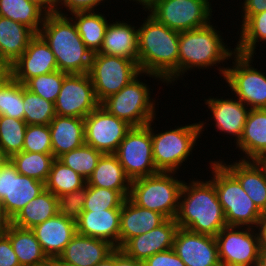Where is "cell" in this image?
Listing matches in <instances>:
<instances>
[{"instance_id":"8d00e7d4","label":"cell","mask_w":266,"mask_h":266,"mask_svg":"<svg viewBox=\"0 0 266 266\" xmlns=\"http://www.w3.org/2000/svg\"><path fill=\"white\" fill-rule=\"evenodd\" d=\"M240 26V39L235 45L236 52L242 55H256L255 49L259 41L266 42V11L252 15Z\"/></svg>"},{"instance_id":"5bb4252c","label":"cell","mask_w":266,"mask_h":266,"mask_svg":"<svg viewBox=\"0 0 266 266\" xmlns=\"http://www.w3.org/2000/svg\"><path fill=\"white\" fill-rule=\"evenodd\" d=\"M56 115L85 118L99 105L88 73L67 74L54 103Z\"/></svg>"},{"instance_id":"e0dca14e","label":"cell","mask_w":266,"mask_h":266,"mask_svg":"<svg viewBox=\"0 0 266 266\" xmlns=\"http://www.w3.org/2000/svg\"><path fill=\"white\" fill-rule=\"evenodd\" d=\"M173 250L186 266H221L214 236L178 228Z\"/></svg>"},{"instance_id":"9f6ffc18","label":"cell","mask_w":266,"mask_h":266,"mask_svg":"<svg viewBox=\"0 0 266 266\" xmlns=\"http://www.w3.org/2000/svg\"><path fill=\"white\" fill-rule=\"evenodd\" d=\"M11 221L4 212L2 200L0 199V230H3Z\"/></svg>"},{"instance_id":"d6986e66","label":"cell","mask_w":266,"mask_h":266,"mask_svg":"<svg viewBox=\"0 0 266 266\" xmlns=\"http://www.w3.org/2000/svg\"><path fill=\"white\" fill-rule=\"evenodd\" d=\"M178 228L176 219H166L151 231L129 239L120 249L129 257L144 262L158 252L173 248Z\"/></svg>"},{"instance_id":"ee69618b","label":"cell","mask_w":266,"mask_h":266,"mask_svg":"<svg viewBox=\"0 0 266 266\" xmlns=\"http://www.w3.org/2000/svg\"><path fill=\"white\" fill-rule=\"evenodd\" d=\"M23 151L52 154L49 125H27Z\"/></svg>"},{"instance_id":"60d3db41","label":"cell","mask_w":266,"mask_h":266,"mask_svg":"<svg viewBox=\"0 0 266 266\" xmlns=\"http://www.w3.org/2000/svg\"><path fill=\"white\" fill-rule=\"evenodd\" d=\"M130 191H116L86 185V200L83 211L121 209Z\"/></svg>"},{"instance_id":"816d5d0a","label":"cell","mask_w":266,"mask_h":266,"mask_svg":"<svg viewBox=\"0 0 266 266\" xmlns=\"http://www.w3.org/2000/svg\"><path fill=\"white\" fill-rule=\"evenodd\" d=\"M28 1L35 3L46 14L56 13V0H28Z\"/></svg>"},{"instance_id":"9a60e30c","label":"cell","mask_w":266,"mask_h":266,"mask_svg":"<svg viewBox=\"0 0 266 266\" xmlns=\"http://www.w3.org/2000/svg\"><path fill=\"white\" fill-rule=\"evenodd\" d=\"M43 190L45 183L19 174L11 160L0 169V199L10 221Z\"/></svg>"},{"instance_id":"c3c4849f","label":"cell","mask_w":266,"mask_h":266,"mask_svg":"<svg viewBox=\"0 0 266 266\" xmlns=\"http://www.w3.org/2000/svg\"><path fill=\"white\" fill-rule=\"evenodd\" d=\"M0 266H20L9 237L0 230Z\"/></svg>"},{"instance_id":"d4e9b609","label":"cell","mask_w":266,"mask_h":266,"mask_svg":"<svg viewBox=\"0 0 266 266\" xmlns=\"http://www.w3.org/2000/svg\"><path fill=\"white\" fill-rule=\"evenodd\" d=\"M115 249L105 240L76 233L58 258L76 266H95Z\"/></svg>"},{"instance_id":"db71d44e","label":"cell","mask_w":266,"mask_h":266,"mask_svg":"<svg viewBox=\"0 0 266 266\" xmlns=\"http://www.w3.org/2000/svg\"><path fill=\"white\" fill-rule=\"evenodd\" d=\"M12 77V68L10 65L5 64L0 69V89L5 85V83Z\"/></svg>"},{"instance_id":"836d02e7","label":"cell","mask_w":266,"mask_h":266,"mask_svg":"<svg viewBox=\"0 0 266 266\" xmlns=\"http://www.w3.org/2000/svg\"><path fill=\"white\" fill-rule=\"evenodd\" d=\"M0 16L24 24L38 34L46 13L28 0H0Z\"/></svg>"},{"instance_id":"30bf717a","label":"cell","mask_w":266,"mask_h":266,"mask_svg":"<svg viewBox=\"0 0 266 266\" xmlns=\"http://www.w3.org/2000/svg\"><path fill=\"white\" fill-rule=\"evenodd\" d=\"M141 73L137 62L121 56L95 53L88 75L95 95L101 104L106 98L118 93Z\"/></svg>"},{"instance_id":"11a10c76","label":"cell","mask_w":266,"mask_h":266,"mask_svg":"<svg viewBox=\"0 0 266 266\" xmlns=\"http://www.w3.org/2000/svg\"><path fill=\"white\" fill-rule=\"evenodd\" d=\"M132 1V0H129ZM136 2L139 5H141V7L143 9H145V11H149L150 9H152L158 2L162 1V0H133L132 2Z\"/></svg>"},{"instance_id":"83f0119b","label":"cell","mask_w":266,"mask_h":266,"mask_svg":"<svg viewBox=\"0 0 266 266\" xmlns=\"http://www.w3.org/2000/svg\"><path fill=\"white\" fill-rule=\"evenodd\" d=\"M235 144L244 153L240 160H256L266 155V108L250 110L242 136Z\"/></svg>"},{"instance_id":"be15d7a7","label":"cell","mask_w":266,"mask_h":266,"mask_svg":"<svg viewBox=\"0 0 266 266\" xmlns=\"http://www.w3.org/2000/svg\"><path fill=\"white\" fill-rule=\"evenodd\" d=\"M39 266H57L53 260H49L47 263L39 265Z\"/></svg>"},{"instance_id":"74e56055","label":"cell","mask_w":266,"mask_h":266,"mask_svg":"<svg viewBox=\"0 0 266 266\" xmlns=\"http://www.w3.org/2000/svg\"><path fill=\"white\" fill-rule=\"evenodd\" d=\"M102 155V152L84 143L82 146L63 154L58 160L87 181Z\"/></svg>"},{"instance_id":"bcb514c9","label":"cell","mask_w":266,"mask_h":266,"mask_svg":"<svg viewBox=\"0 0 266 266\" xmlns=\"http://www.w3.org/2000/svg\"><path fill=\"white\" fill-rule=\"evenodd\" d=\"M104 1L105 0H56V13L66 15L65 11L61 10L62 7H65V9L67 8L68 11L66 13L69 12V15L76 12L96 11L95 9L97 6L99 7L101 3H105Z\"/></svg>"},{"instance_id":"f1b7e54d","label":"cell","mask_w":266,"mask_h":266,"mask_svg":"<svg viewBox=\"0 0 266 266\" xmlns=\"http://www.w3.org/2000/svg\"><path fill=\"white\" fill-rule=\"evenodd\" d=\"M36 33L24 24L0 16V57L12 65L26 50Z\"/></svg>"},{"instance_id":"7dc6e473","label":"cell","mask_w":266,"mask_h":266,"mask_svg":"<svg viewBox=\"0 0 266 266\" xmlns=\"http://www.w3.org/2000/svg\"><path fill=\"white\" fill-rule=\"evenodd\" d=\"M143 264L144 266H186L173 248L150 256Z\"/></svg>"},{"instance_id":"8992f818","label":"cell","mask_w":266,"mask_h":266,"mask_svg":"<svg viewBox=\"0 0 266 266\" xmlns=\"http://www.w3.org/2000/svg\"><path fill=\"white\" fill-rule=\"evenodd\" d=\"M173 172L131 180L129 199L137 206L158 212L166 219H176L184 180Z\"/></svg>"},{"instance_id":"277c9868","label":"cell","mask_w":266,"mask_h":266,"mask_svg":"<svg viewBox=\"0 0 266 266\" xmlns=\"http://www.w3.org/2000/svg\"><path fill=\"white\" fill-rule=\"evenodd\" d=\"M211 23L201 28L179 32V79H183L187 71L196 68L200 71L223 64L236 53L235 47L229 49L226 42H223L225 39L220 35L221 31Z\"/></svg>"},{"instance_id":"ffe728a7","label":"cell","mask_w":266,"mask_h":266,"mask_svg":"<svg viewBox=\"0 0 266 266\" xmlns=\"http://www.w3.org/2000/svg\"><path fill=\"white\" fill-rule=\"evenodd\" d=\"M214 98L210 97L205 99L204 103L211 111L215 123V129L223 133L224 135H232L235 137L234 142H238L242 136L243 128L247 120L250 108L247 107L238 98Z\"/></svg>"},{"instance_id":"f546056e","label":"cell","mask_w":266,"mask_h":266,"mask_svg":"<svg viewBox=\"0 0 266 266\" xmlns=\"http://www.w3.org/2000/svg\"><path fill=\"white\" fill-rule=\"evenodd\" d=\"M2 231L9 237L20 266H39L50 260L31 229L9 223Z\"/></svg>"},{"instance_id":"d6a6232c","label":"cell","mask_w":266,"mask_h":266,"mask_svg":"<svg viewBox=\"0 0 266 266\" xmlns=\"http://www.w3.org/2000/svg\"><path fill=\"white\" fill-rule=\"evenodd\" d=\"M70 18L73 20L85 46L93 54L98 53L109 24L105 14L98 11L76 12L71 14Z\"/></svg>"},{"instance_id":"680465c9","label":"cell","mask_w":266,"mask_h":266,"mask_svg":"<svg viewBox=\"0 0 266 266\" xmlns=\"http://www.w3.org/2000/svg\"><path fill=\"white\" fill-rule=\"evenodd\" d=\"M257 266H266V248L261 247Z\"/></svg>"},{"instance_id":"91938a15","label":"cell","mask_w":266,"mask_h":266,"mask_svg":"<svg viewBox=\"0 0 266 266\" xmlns=\"http://www.w3.org/2000/svg\"><path fill=\"white\" fill-rule=\"evenodd\" d=\"M10 160V157L0 148V169Z\"/></svg>"},{"instance_id":"f907efd6","label":"cell","mask_w":266,"mask_h":266,"mask_svg":"<svg viewBox=\"0 0 266 266\" xmlns=\"http://www.w3.org/2000/svg\"><path fill=\"white\" fill-rule=\"evenodd\" d=\"M115 266H144L142 261L129 257L121 249H115Z\"/></svg>"},{"instance_id":"52a82bcc","label":"cell","mask_w":266,"mask_h":266,"mask_svg":"<svg viewBox=\"0 0 266 266\" xmlns=\"http://www.w3.org/2000/svg\"><path fill=\"white\" fill-rule=\"evenodd\" d=\"M154 120L150 122V131L155 167L158 172L178 173V169L184 166L183 162L187 161L195 145L197 146V139L201 137L206 122L199 121L156 133L152 127Z\"/></svg>"},{"instance_id":"ac0fdd59","label":"cell","mask_w":266,"mask_h":266,"mask_svg":"<svg viewBox=\"0 0 266 266\" xmlns=\"http://www.w3.org/2000/svg\"><path fill=\"white\" fill-rule=\"evenodd\" d=\"M11 68L12 77L22 84L32 77L58 70L55 55L39 34L31 39L25 52Z\"/></svg>"},{"instance_id":"5b68a950","label":"cell","mask_w":266,"mask_h":266,"mask_svg":"<svg viewBox=\"0 0 266 266\" xmlns=\"http://www.w3.org/2000/svg\"><path fill=\"white\" fill-rule=\"evenodd\" d=\"M209 164L212 169L210 180L214 183L227 225L257 228L263 213L219 161L211 160Z\"/></svg>"},{"instance_id":"f6af8a7d","label":"cell","mask_w":266,"mask_h":266,"mask_svg":"<svg viewBox=\"0 0 266 266\" xmlns=\"http://www.w3.org/2000/svg\"><path fill=\"white\" fill-rule=\"evenodd\" d=\"M57 198L58 213L76 222L80 218L85 206L86 186L73 192L60 195Z\"/></svg>"},{"instance_id":"8fae6325","label":"cell","mask_w":266,"mask_h":266,"mask_svg":"<svg viewBox=\"0 0 266 266\" xmlns=\"http://www.w3.org/2000/svg\"><path fill=\"white\" fill-rule=\"evenodd\" d=\"M210 0H162L148 13L168 28L184 32L208 25L212 20Z\"/></svg>"},{"instance_id":"e575fe53","label":"cell","mask_w":266,"mask_h":266,"mask_svg":"<svg viewBox=\"0 0 266 266\" xmlns=\"http://www.w3.org/2000/svg\"><path fill=\"white\" fill-rule=\"evenodd\" d=\"M19 174L46 183L55 157L53 154L21 151L10 157Z\"/></svg>"},{"instance_id":"3957f363","label":"cell","mask_w":266,"mask_h":266,"mask_svg":"<svg viewBox=\"0 0 266 266\" xmlns=\"http://www.w3.org/2000/svg\"><path fill=\"white\" fill-rule=\"evenodd\" d=\"M69 15L46 14L39 35L55 55L58 70L68 74L89 72L93 53L85 46Z\"/></svg>"},{"instance_id":"1f68e13d","label":"cell","mask_w":266,"mask_h":266,"mask_svg":"<svg viewBox=\"0 0 266 266\" xmlns=\"http://www.w3.org/2000/svg\"><path fill=\"white\" fill-rule=\"evenodd\" d=\"M58 213V198L43 190L11 220V224L23 229H32Z\"/></svg>"},{"instance_id":"7bdbcfd3","label":"cell","mask_w":266,"mask_h":266,"mask_svg":"<svg viewBox=\"0 0 266 266\" xmlns=\"http://www.w3.org/2000/svg\"><path fill=\"white\" fill-rule=\"evenodd\" d=\"M68 73L57 70L52 73L42 74L28 79L23 85L26 89L55 103L63 84L64 77Z\"/></svg>"},{"instance_id":"ab89813d","label":"cell","mask_w":266,"mask_h":266,"mask_svg":"<svg viewBox=\"0 0 266 266\" xmlns=\"http://www.w3.org/2000/svg\"><path fill=\"white\" fill-rule=\"evenodd\" d=\"M26 127L24 120L0 116V148L9 157L23 151Z\"/></svg>"},{"instance_id":"7c38bea8","label":"cell","mask_w":266,"mask_h":266,"mask_svg":"<svg viewBox=\"0 0 266 266\" xmlns=\"http://www.w3.org/2000/svg\"><path fill=\"white\" fill-rule=\"evenodd\" d=\"M215 238L221 266H257L261 249L257 228L227 225Z\"/></svg>"},{"instance_id":"603a6c76","label":"cell","mask_w":266,"mask_h":266,"mask_svg":"<svg viewBox=\"0 0 266 266\" xmlns=\"http://www.w3.org/2000/svg\"><path fill=\"white\" fill-rule=\"evenodd\" d=\"M219 162L239 181L257 208L266 213V176L255 160H236L233 163Z\"/></svg>"},{"instance_id":"7a4b0ae2","label":"cell","mask_w":266,"mask_h":266,"mask_svg":"<svg viewBox=\"0 0 266 266\" xmlns=\"http://www.w3.org/2000/svg\"><path fill=\"white\" fill-rule=\"evenodd\" d=\"M189 180L181 190L176 222L180 228L215 237L227 223L214 183Z\"/></svg>"},{"instance_id":"f35d334b","label":"cell","mask_w":266,"mask_h":266,"mask_svg":"<svg viewBox=\"0 0 266 266\" xmlns=\"http://www.w3.org/2000/svg\"><path fill=\"white\" fill-rule=\"evenodd\" d=\"M24 121L27 125H49L56 115L55 105L23 85Z\"/></svg>"},{"instance_id":"2e32d148","label":"cell","mask_w":266,"mask_h":266,"mask_svg":"<svg viewBox=\"0 0 266 266\" xmlns=\"http://www.w3.org/2000/svg\"><path fill=\"white\" fill-rule=\"evenodd\" d=\"M84 122L85 144L103 154H114L126 133L132 128L101 105L86 116Z\"/></svg>"},{"instance_id":"681fc988","label":"cell","mask_w":266,"mask_h":266,"mask_svg":"<svg viewBox=\"0 0 266 266\" xmlns=\"http://www.w3.org/2000/svg\"><path fill=\"white\" fill-rule=\"evenodd\" d=\"M241 10L242 24L252 15L266 11V0H244Z\"/></svg>"},{"instance_id":"484cf974","label":"cell","mask_w":266,"mask_h":266,"mask_svg":"<svg viewBox=\"0 0 266 266\" xmlns=\"http://www.w3.org/2000/svg\"><path fill=\"white\" fill-rule=\"evenodd\" d=\"M49 128L55 159L85 143L84 118L55 115Z\"/></svg>"},{"instance_id":"44dd1931","label":"cell","mask_w":266,"mask_h":266,"mask_svg":"<svg viewBox=\"0 0 266 266\" xmlns=\"http://www.w3.org/2000/svg\"><path fill=\"white\" fill-rule=\"evenodd\" d=\"M44 253L52 260L63 252L77 233L76 222L57 213L31 229Z\"/></svg>"},{"instance_id":"4dcf8cb0","label":"cell","mask_w":266,"mask_h":266,"mask_svg":"<svg viewBox=\"0 0 266 266\" xmlns=\"http://www.w3.org/2000/svg\"><path fill=\"white\" fill-rule=\"evenodd\" d=\"M86 185L116 191H130L131 180L114 154H103Z\"/></svg>"},{"instance_id":"6da1fadb","label":"cell","mask_w":266,"mask_h":266,"mask_svg":"<svg viewBox=\"0 0 266 266\" xmlns=\"http://www.w3.org/2000/svg\"><path fill=\"white\" fill-rule=\"evenodd\" d=\"M179 32L149 13L138 26V65L147 77L173 84L178 79Z\"/></svg>"},{"instance_id":"7402d4cb","label":"cell","mask_w":266,"mask_h":266,"mask_svg":"<svg viewBox=\"0 0 266 266\" xmlns=\"http://www.w3.org/2000/svg\"><path fill=\"white\" fill-rule=\"evenodd\" d=\"M121 209L83 211L76 221L77 233L105 240L119 248Z\"/></svg>"},{"instance_id":"4316f807","label":"cell","mask_w":266,"mask_h":266,"mask_svg":"<svg viewBox=\"0 0 266 266\" xmlns=\"http://www.w3.org/2000/svg\"><path fill=\"white\" fill-rule=\"evenodd\" d=\"M98 53L138 61V27L125 21L109 22Z\"/></svg>"},{"instance_id":"6125c7cd","label":"cell","mask_w":266,"mask_h":266,"mask_svg":"<svg viewBox=\"0 0 266 266\" xmlns=\"http://www.w3.org/2000/svg\"><path fill=\"white\" fill-rule=\"evenodd\" d=\"M57 266H76L74 264L67 263L65 261H61L58 257L52 259Z\"/></svg>"},{"instance_id":"ba28073f","label":"cell","mask_w":266,"mask_h":266,"mask_svg":"<svg viewBox=\"0 0 266 266\" xmlns=\"http://www.w3.org/2000/svg\"><path fill=\"white\" fill-rule=\"evenodd\" d=\"M144 74L141 72L118 93L106 98L100 104L109 113L126 121L132 127L146 126L157 116L155 98H150L152 89L150 85L140 80Z\"/></svg>"},{"instance_id":"94428289","label":"cell","mask_w":266,"mask_h":266,"mask_svg":"<svg viewBox=\"0 0 266 266\" xmlns=\"http://www.w3.org/2000/svg\"><path fill=\"white\" fill-rule=\"evenodd\" d=\"M255 161L261 166L266 176V155L257 158Z\"/></svg>"},{"instance_id":"b9f144b4","label":"cell","mask_w":266,"mask_h":266,"mask_svg":"<svg viewBox=\"0 0 266 266\" xmlns=\"http://www.w3.org/2000/svg\"><path fill=\"white\" fill-rule=\"evenodd\" d=\"M24 120L23 84L11 77L0 89V116Z\"/></svg>"},{"instance_id":"cb8c5ba5","label":"cell","mask_w":266,"mask_h":266,"mask_svg":"<svg viewBox=\"0 0 266 266\" xmlns=\"http://www.w3.org/2000/svg\"><path fill=\"white\" fill-rule=\"evenodd\" d=\"M166 218L155 211L137 206L126 198L120 215L119 249L131 238L151 231Z\"/></svg>"},{"instance_id":"e7e4bbea","label":"cell","mask_w":266,"mask_h":266,"mask_svg":"<svg viewBox=\"0 0 266 266\" xmlns=\"http://www.w3.org/2000/svg\"><path fill=\"white\" fill-rule=\"evenodd\" d=\"M6 63L1 59L0 57V69L5 65Z\"/></svg>"},{"instance_id":"f5cc1de1","label":"cell","mask_w":266,"mask_h":266,"mask_svg":"<svg viewBox=\"0 0 266 266\" xmlns=\"http://www.w3.org/2000/svg\"><path fill=\"white\" fill-rule=\"evenodd\" d=\"M257 229L261 247L266 248V213L260 218Z\"/></svg>"},{"instance_id":"4fadbf2b","label":"cell","mask_w":266,"mask_h":266,"mask_svg":"<svg viewBox=\"0 0 266 266\" xmlns=\"http://www.w3.org/2000/svg\"><path fill=\"white\" fill-rule=\"evenodd\" d=\"M114 155L130 180L158 173L153 160L150 123L142 127H132Z\"/></svg>"},{"instance_id":"6f0895ef","label":"cell","mask_w":266,"mask_h":266,"mask_svg":"<svg viewBox=\"0 0 266 266\" xmlns=\"http://www.w3.org/2000/svg\"><path fill=\"white\" fill-rule=\"evenodd\" d=\"M95 266H115V250Z\"/></svg>"},{"instance_id":"d590c367","label":"cell","mask_w":266,"mask_h":266,"mask_svg":"<svg viewBox=\"0 0 266 266\" xmlns=\"http://www.w3.org/2000/svg\"><path fill=\"white\" fill-rule=\"evenodd\" d=\"M87 181L58 159L52 163L45 189L58 197L86 186Z\"/></svg>"},{"instance_id":"9c48e42d","label":"cell","mask_w":266,"mask_h":266,"mask_svg":"<svg viewBox=\"0 0 266 266\" xmlns=\"http://www.w3.org/2000/svg\"><path fill=\"white\" fill-rule=\"evenodd\" d=\"M253 55L235 53L232 66H219L218 74L224 78L230 91L250 109L266 108V74L253 65ZM234 60V61H233Z\"/></svg>"}]
</instances>
